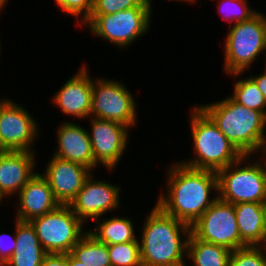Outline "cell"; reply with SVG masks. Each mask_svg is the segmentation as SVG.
<instances>
[{"label": "cell", "mask_w": 266, "mask_h": 266, "mask_svg": "<svg viewBox=\"0 0 266 266\" xmlns=\"http://www.w3.org/2000/svg\"><path fill=\"white\" fill-rule=\"evenodd\" d=\"M167 170V191L161 192L156 204L168 215L192 226L218 199L217 173L193 169L179 162ZM212 191H216L214 198L210 196Z\"/></svg>", "instance_id": "1"}, {"label": "cell", "mask_w": 266, "mask_h": 266, "mask_svg": "<svg viewBox=\"0 0 266 266\" xmlns=\"http://www.w3.org/2000/svg\"><path fill=\"white\" fill-rule=\"evenodd\" d=\"M141 232L138 240L142 266H187L184 257L190 225L168 215L155 204Z\"/></svg>", "instance_id": "2"}, {"label": "cell", "mask_w": 266, "mask_h": 266, "mask_svg": "<svg viewBox=\"0 0 266 266\" xmlns=\"http://www.w3.org/2000/svg\"><path fill=\"white\" fill-rule=\"evenodd\" d=\"M242 155L264 154L266 116L235 102L230 96L199 106Z\"/></svg>", "instance_id": "3"}, {"label": "cell", "mask_w": 266, "mask_h": 266, "mask_svg": "<svg viewBox=\"0 0 266 266\" xmlns=\"http://www.w3.org/2000/svg\"><path fill=\"white\" fill-rule=\"evenodd\" d=\"M190 114V132L195 153L191 159L181 160V164L193 169L217 172L242 157L199 105L194 106Z\"/></svg>", "instance_id": "4"}, {"label": "cell", "mask_w": 266, "mask_h": 266, "mask_svg": "<svg viewBox=\"0 0 266 266\" xmlns=\"http://www.w3.org/2000/svg\"><path fill=\"white\" fill-rule=\"evenodd\" d=\"M252 157L242 155L233 164L216 172L219 199L233 205L266 201V156L262 154L257 162Z\"/></svg>", "instance_id": "5"}, {"label": "cell", "mask_w": 266, "mask_h": 266, "mask_svg": "<svg viewBox=\"0 0 266 266\" xmlns=\"http://www.w3.org/2000/svg\"><path fill=\"white\" fill-rule=\"evenodd\" d=\"M229 27L223 70L235 79L252 68V62L266 50V15L258 11L250 19Z\"/></svg>", "instance_id": "6"}, {"label": "cell", "mask_w": 266, "mask_h": 266, "mask_svg": "<svg viewBox=\"0 0 266 266\" xmlns=\"http://www.w3.org/2000/svg\"><path fill=\"white\" fill-rule=\"evenodd\" d=\"M152 13L153 9L144 1L139 7L114 14L90 15L80 27H88L92 35L120 48H127L149 32Z\"/></svg>", "instance_id": "7"}, {"label": "cell", "mask_w": 266, "mask_h": 266, "mask_svg": "<svg viewBox=\"0 0 266 266\" xmlns=\"http://www.w3.org/2000/svg\"><path fill=\"white\" fill-rule=\"evenodd\" d=\"M29 222L47 254L70 253L73 246L88 232L83 228L85 224L69 205H60L52 212L35 217Z\"/></svg>", "instance_id": "8"}, {"label": "cell", "mask_w": 266, "mask_h": 266, "mask_svg": "<svg viewBox=\"0 0 266 266\" xmlns=\"http://www.w3.org/2000/svg\"><path fill=\"white\" fill-rule=\"evenodd\" d=\"M93 78L90 117L121 123L127 127L137 123L134 95L125 84L105 77Z\"/></svg>", "instance_id": "9"}, {"label": "cell", "mask_w": 266, "mask_h": 266, "mask_svg": "<svg viewBox=\"0 0 266 266\" xmlns=\"http://www.w3.org/2000/svg\"><path fill=\"white\" fill-rule=\"evenodd\" d=\"M191 233L201 241L231 251L247 246L240 237L234 205L219 198L191 226Z\"/></svg>", "instance_id": "10"}, {"label": "cell", "mask_w": 266, "mask_h": 266, "mask_svg": "<svg viewBox=\"0 0 266 266\" xmlns=\"http://www.w3.org/2000/svg\"><path fill=\"white\" fill-rule=\"evenodd\" d=\"M37 122L21 104L0 98V141L5 150L35 152L33 144L40 133Z\"/></svg>", "instance_id": "11"}, {"label": "cell", "mask_w": 266, "mask_h": 266, "mask_svg": "<svg viewBox=\"0 0 266 266\" xmlns=\"http://www.w3.org/2000/svg\"><path fill=\"white\" fill-rule=\"evenodd\" d=\"M89 119L91 131H87L95 163L109 171L115 170L127 149L130 128L114 121Z\"/></svg>", "instance_id": "12"}, {"label": "cell", "mask_w": 266, "mask_h": 266, "mask_svg": "<svg viewBox=\"0 0 266 266\" xmlns=\"http://www.w3.org/2000/svg\"><path fill=\"white\" fill-rule=\"evenodd\" d=\"M93 173L85 180L81 190L70 203L74 214L83 222L102 217L111 210H119L121 188L104 179L97 180Z\"/></svg>", "instance_id": "13"}, {"label": "cell", "mask_w": 266, "mask_h": 266, "mask_svg": "<svg viewBox=\"0 0 266 266\" xmlns=\"http://www.w3.org/2000/svg\"><path fill=\"white\" fill-rule=\"evenodd\" d=\"M41 174L60 205H70L92 171L84 165L66 161L56 156L50 158Z\"/></svg>", "instance_id": "14"}, {"label": "cell", "mask_w": 266, "mask_h": 266, "mask_svg": "<svg viewBox=\"0 0 266 266\" xmlns=\"http://www.w3.org/2000/svg\"><path fill=\"white\" fill-rule=\"evenodd\" d=\"M79 69L55 93L52 102L66 115L85 119L90 117L93 79L85 64Z\"/></svg>", "instance_id": "15"}, {"label": "cell", "mask_w": 266, "mask_h": 266, "mask_svg": "<svg viewBox=\"0 0 266 266\" xmlns=\"http://www.w3.org/2000/svg\"><path fill=\"white\" fill-rule=\"evenodd\" d=\"M35 153L9 151L0 153V194L8 198L20 192L37 173Z\"/></svg>", "instance_id": "16"}, {"label": "cell", "mask_w": 266, "mask_h": 266, "mask_svg": "<svg viewBox=\"0 0 266 266\" xmlns=\"http://www.w3.org/2000/svg\"><path fill=\"white\" fill-rule=\"evenodd\" d=\"M57 128V148L54 156L89 168L93 173L95 163L92 145L86 128L74 122L63 121Z\"/></svg>", "instance_id": "17"}, {"label": "cell", "mask_w": 266, "mask_h": 266, "mask_svg": "<svg viewBox=\"0 0 266 266\" xmlns=\"http://www.w3.org/2000/svg\"><path fill=\"white\" fill-rule=\"evenodd\" d=\"M18 201L15 219L19 221H30L60 206L41 172L36 173L20 190Z\"/></svg>", "instance_id": "18"}, {"label": "cell", "mask_w": 266, "mask_h": 266, "mask_svg": "<svg viewBox=\"0 0 266 266\" xmlns=\"http://www.w3.org/2000/svg\"><path fill=\"white\" fill-rule=\"evenodd\" d=\"M241 240L247 246H264L266 243V219L263 203L234 204Z\"/></svg>", "instance_id": "19"}, {"label": "cell", "mask_w": 266, "mask_h": 266, "mask_svg": "<svg viewBox=\"0 0 266 266\" xmlns=\"http://www.w3.org/2000/svg\"><path fill=\"white\" fill-rule=\"evenodd\" d=\"M46 254L31 223L16 220V248L9 266H41Z\"/></svg>", "instance_id": "20"}, {"label": "cell", "mask_w": 266, "mask_h": 266, "mask_svg": "<svg viewBox=\"0 0 266 266\" xmlns=\"http://www.w3.org/2000/svg\"><path fill=\"white\" fill-rule=\"evenodd\" d=\"M101 217L95 219V223L98 225L95 230L88 229V233L91 234L98 242L106 245H113L118 243H126L132 241H139L135 235V227L133 220L129 218L112 216L109 219L101 221Z\"/></svg>", "instance_id": "21"}, {"label": "cell", "mask_w": 266, "mask_h": 266, "mask_svg": "<svg viewBox=\"0 0 266 266\" xmlns=\"http://www.w3.org/2000/svg\"><path fill=\"white\" fill-rule=\"evenodd\" d=\"M231 250L197 239L190 233L187 241V259L192 266H229Z\"/></svg>", "instance_id": "22"}, {"label": "cell", "mask_w": 266, "mask_h": 266, "mask_svg": "<svg viewBox=\"0 0 266 266\" xmlns=\"http://www.w3.org/2000/svg\"><path fill=\"white\" fill-rule=\"evenodd\" d=\"M70 254L87 266H111L108 245L98 242L88 232L73 246Z\"/></svg>", "instance_id": "23"}, {"label": "cell", "mask_w": 266, "mask_h": 266, "mask_svg": "<svg viewBox=\"0 0 266 266\" xmlns=\"http://www.w3.org/2000/svg\"><path fill=\"white\" fill-rule=\"evenodd\" d=\"M233 94L230 97L240 105L262 112L266 116V98L256 83L248 78H237Z\"/></svg>", "instance_id": "24"}, {"label": "cell", "mask_w": 266, "mask_h": 266, "mask_svg": "<svg viewBox=\"0 0 266 266\" xmlns=\"http://www.w3.org/2000/svg\"><path fill=\"white\" fill-rule=\"evenodd\" d=\"M111 266H142L139 241L108 245Z\"/></svg>", "instance_id": "25"}, {"label": "cell", "mask_w": 266, "mask_h": 266, "mask_svg": "<svg viewBox=\"0 0 266 266\" xmlns=\"http://www.w3.org/2000/svg\"><path fill=\"white\" fill-rule=\"evenodd\" d=\"M217 3V10L222 13L221 17L229 23L232 22L231 24L246 21L258 12L251 10L247 0H217Z\"/></svg>", "instance_id": "26"}, {"label": "cell", "mask_w": 266, "mask_h": 266, "mask_svg": "<svg viewBox=\"0 0 266 266\" xmlns=\"http://www.w3.org/2000/svg\"><path fill=\"white\" fill-rule=\"evenodd\" d=\"M229 266H266L264 246H246L231 252Z\"/></svg>", "instance_id": "27"}, {"label": "cell", "mask_w": 266, "mask_h": 266, "mask_svg": "<svg viewBox=\"0 0 266 266\" xmlns=\"http://www.w3.org/2000/svg\"><path fill=\"white\" fill-rule=\"evenodd\" d=\"M144 0H93L90 15L114 14L119 11L139 7Z\"/></svg>", "instance_id": "28"}, {"label": "cell", "mask_w": 266, "mask_h": 266, "mask_svg": "<svg viewBox=\"0 0 266 266\" xmlns=\"http://www.w3.org/2000/svg\"><path fill=\"white\" fill-rule=\"evenodd\" d=\"M55 4L59 5L60 10L67 14L73 15L76 18L81 16L80 21L77 23L80 26L89 18L93 7V0H55Z\"/></svg>", "instance_id": "29"}, {"label": "cell", "mask_w": 266, "mask_h": 266, "mask_svg": "<svg viewBox=\"0 0 266 266\" xmlns=\"http://www.w3.org/2000/svg\"><path fill=\"white\" fill-rule=\"evenodd\" d=\"M14 224L15 233H13V236L10 233H0V258L4 260H9L16 248V220Z\"/></svg>", "instance_id": "30"}, {"label": "cell", "mask_w": 266, "mask_h": 266, "mask_svg": "<svg viewBox=\"0 0 266 266\" xmlns=\"http://www.w3.org/2000/svg\"><path fill=\"white\" fill-rule=\"evenodd\" d=\"M41 266H68V254H46L42 260Z\"/></svg>", "instance_id": "31"}, {"label": "cell", "mask_w": 266, "mask_h": 266, "mask_svg": "<svg viewBox=\"0 0 266 266\" xmlns=\"http://www.w3.org/2000/svg\"><path fill=\"white\" fill-rule=\"evenodd\" d=\"M250 78L256 83L258 89L266 98V71L264 70L263 74L261 73L257 76L250 75Z\"/></svg>", "instance_id": "32"}, {"label": "cell", "mask_w": 266, "mask_h": 266, "mask_svg": "<svg viewBox=\"0 0 266 266\" xmlns=\"http://www.w3.org/2000/svg\"><path fill=\"white\" fill-rule=\"evenodd\" d=\"M68 266H87V265L75 259L70 253H68Z\"/></svg>", "instance_id": "33"}, {"label": "cell", "mask_w": 266, "mask_h": 266, "mask_svg": "<svg viewBox=\"0 0 266 266\" xmlns=\"http://www.w3.org/2000/svg\"><path fill=\"white\" fill-rule=\"evenodd\" d=\"M144 1L148 4V6H149L150 8H152V6H151V5H152V4H151V3H152V0H144ZM170 1H171V2H172V1H174V2H175V1H176V2H177V1H178V2L181 1V2H184V3H185V2H186V3H187V2H189V3H193V0H170Z\"/></svg>", "instance_id": "34"}, {"label": "cell", "mask_w": 266, "mask_h": 266, "mask_svg": "<svg viewBox=\"0 0 266 266\" xmlns=\"http://www.w3.org/2000/svg\"><path fill=\"white\" fill-rule=\"evenodd\" d=\"M8 0H0V11L3 10V8L5 9V5L7 4Z\"/></svg>", "instance_id": "35"}, {"label": "cell", "mask_w": 266, "mask_h": 266, "mask_svg": "<svg viewBox=\"0 0 266 266\" xmlns=\"http://www.w3.org/2000/svg\"><path fill=\"white\" fill-rule=\"evenodd\" d=\"M0 266H9V261L0 258Z\"/></svg>", "instance_id": "36"}, {"label": "cell", "mask_w": 266, "mask_h": 266, "mask_svg": "<svg viewBox=\"0 0 266 266\" xmlns=\"http://www.w3.org/2000/svg\"><path fill=\"white\" fill-rule=\"evenodd\" d=\"M4 151H6V150L2 147V145H1V141H0V153H1V152H4Z\"/></svg>", "instance_id": "37"}, {"label": "cell", "mask_w": 266, "mask_h": 266, "mask_svg": "<svg viewBox=\"0 0 266 266\" xmlns=\"http://www.w3.org/2000/svg\"><path fill=\"white\" fill-rule=\"evenodd\" d=\"M3 199L4 197L0 194V205H2L1 202H3Z\"/></svg>", "instance_id": "38"}, {"label": "cell", "mask_w": 266, "mask_h": 266, "mask_svg": "<svg viewBox=\"0 0 266 266\" xmlns=\"http://www.w3.org/2000/svg\"><path fill=\"white\" fill-rule=\"evenodd\" d=\"M264 208H265V219H266V201L263 203Z\"/></svg>", "instance_id": "39"}]
</instances>
